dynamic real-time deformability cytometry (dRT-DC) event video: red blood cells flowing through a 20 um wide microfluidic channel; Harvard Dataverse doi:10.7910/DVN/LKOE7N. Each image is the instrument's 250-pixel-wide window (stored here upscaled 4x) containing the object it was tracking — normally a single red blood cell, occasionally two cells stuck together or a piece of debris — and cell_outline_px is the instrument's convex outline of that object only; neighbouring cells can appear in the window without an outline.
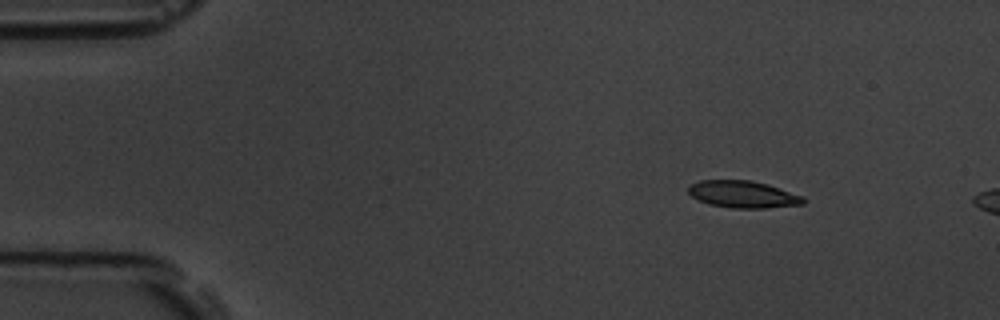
{"species": "common noctule bat (a hibernating species)", "species_latin": "Nyctalus noctula", "temperature_condition": "room temperature", "stored_images_in_passage": 4, "camera_frame_rate_fps": 3000, "um_per_image_px": 0.085, "animal": {"sex": "male", "body_mass_g": 19.5, "forearm_length_mm": 54.6}, "frame": {"image": 1, "passage_image": 2, "time_ms": 1.333, "image_size_px": [1000, 320], "cell_outline_px": [[804, 204], [764, 208], [732, 208], [708, 204], [692, 196], [688, 192], [688, 188], [692, 184], [700, 180], [752, 180], [768, 184], [804, 196]], "centroid_in_image_um": [63.17, 16.51], "position_along_channel_um": 21.8, "area_um2": 18.09}}